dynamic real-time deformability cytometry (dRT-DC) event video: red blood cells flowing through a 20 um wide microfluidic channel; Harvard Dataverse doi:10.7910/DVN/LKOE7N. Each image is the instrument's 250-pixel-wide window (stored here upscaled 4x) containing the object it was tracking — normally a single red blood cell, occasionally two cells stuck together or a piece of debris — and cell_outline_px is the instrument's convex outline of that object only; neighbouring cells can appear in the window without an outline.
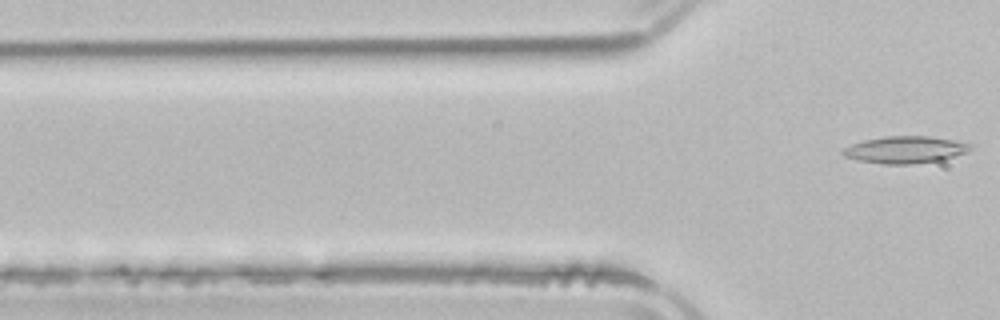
{"species": "common noctule bat (a hibernating species)", "species_latin": "Nyctalus noctula", "temperature_condition": "room temperature", "stored_images_in_passage": 5, "camera_frame_rate_fps": 3000, "um_per_image_px": 0.085, "animal": {"sex": "male", "body_mass_g": 21.5, "forearm_length_mm": 52.0}, "frame": {"image": 1, "passage_image": 5, "time_ms": 6.667, "image_size_px": [1000, 320], "cell_outline_px": [[976, 144], [972, 148], [964, 152], [940, 160], [912, 164], [884, 164], [860, 160], [844, 156], [840, 152], [844, 148], [852, 144], [864, 140], [884, 136], [932, 136]], "centroid_in_image_um": [76.96, 12.71], "position_along_channel_um": 48.8, "area_um2": 20.0}}